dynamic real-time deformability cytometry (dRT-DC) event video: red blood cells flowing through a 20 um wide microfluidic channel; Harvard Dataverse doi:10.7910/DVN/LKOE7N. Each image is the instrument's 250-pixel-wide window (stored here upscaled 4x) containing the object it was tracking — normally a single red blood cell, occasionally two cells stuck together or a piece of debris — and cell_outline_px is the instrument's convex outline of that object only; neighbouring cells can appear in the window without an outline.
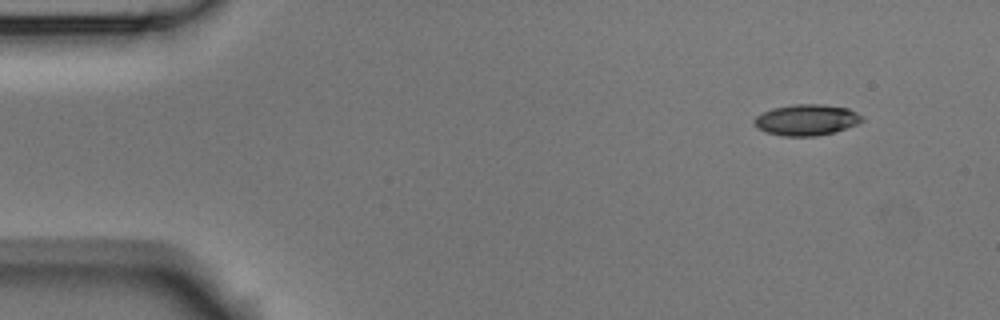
{"species": "Egyptian fruit bat (a non-hibernating species)", "species_latin": "Rousettus aegyptiacus", "temperature_condition": "room temperature", "stored_images_in_passage": 2, "camera_frame_rate_fps": 3000, "um_per_image_px": 0.085, "animal": {"sex": "male"}, "frame": {"image": 1, "passage_image": 2, "time_ms": 0.333, "image_size_px": [1000, 320], "cell_outline_px": [[864, 120], [856, 124], [832, 132], [816, 136], [780, 136], [764, 132], [756, 128], [752, 120], [756, 116], [772, 108], [796, 104], [824, 104], [848, 108], [864, 116]], "centroid_in_image_um": [68.52, 10.19], "position_along_channel_um": 16.5, "area_um2": 19.59}}